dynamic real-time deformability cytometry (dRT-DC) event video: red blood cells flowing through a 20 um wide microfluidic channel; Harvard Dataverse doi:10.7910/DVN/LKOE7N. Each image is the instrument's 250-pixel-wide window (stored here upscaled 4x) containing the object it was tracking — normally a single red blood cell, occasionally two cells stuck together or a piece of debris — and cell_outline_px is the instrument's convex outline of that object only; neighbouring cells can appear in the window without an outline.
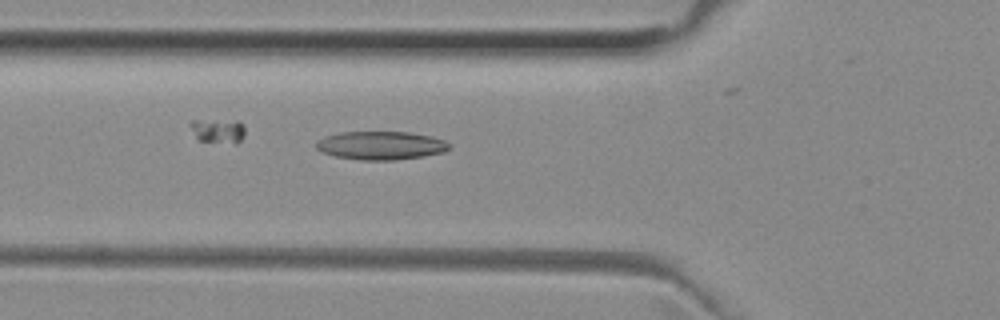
{"species": "common noctule bat (a hibernating species)", "species_latin": "Nyctalus noctula", "temperature_condition": "room temperature", "stored_images_in_passage": 50, "segment_of_instrument_passage": [1, 2], "camera_frame_rate_fps": 3000, "um_per_image_px": 0.085, "animal": {"sex": "female", "body_mass_g": 29.2, "forearm_length_mm": 56.3}, "frame": {"image": 1, "passage_image": 17, "time_ms": 5.333, "image_size_px": [1000, 320], "cell_outline_px": [[452, 148], [444, 152], [424, 156], [396, 160], [360, 160], [336, 156], [324, 152], [316, 148], [316, 140], [324, 136], [340, 132], [408, 132], [432, 136], [444, 140], [452, 144]], "centroid_in_image_um": [32.41, 12.36], "position_along_channel_um": 93.4, "area_um2": 22.2}}
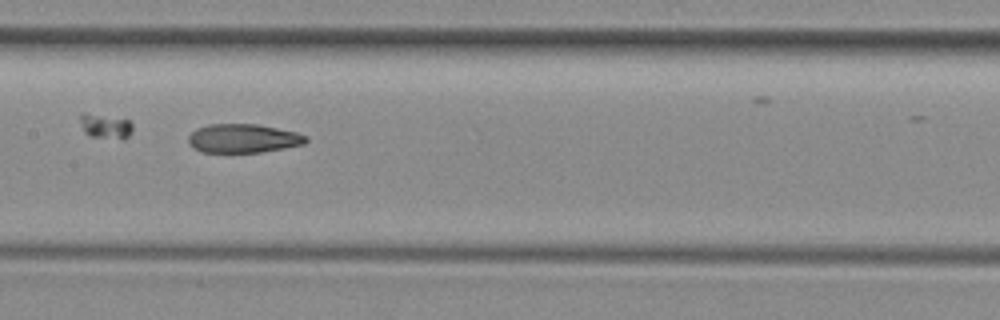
{"frame": {"image": 2, "passage_image": 24, "time_ms": 7.667, "image_size_px": [1000, 320], "cell_outline_px": [[308, 140], [304, 144], [284, 148], [260, 152], [200, 152], [192, 148], [188, 144], [188, 136], [196, 128], [208, 124], [256, 124], [296, 132], [308, 136]], "centroid_in_image_um": [20.63, 11.76], "position_along_channel_um": 186.8, "area_um2": 19.83}}
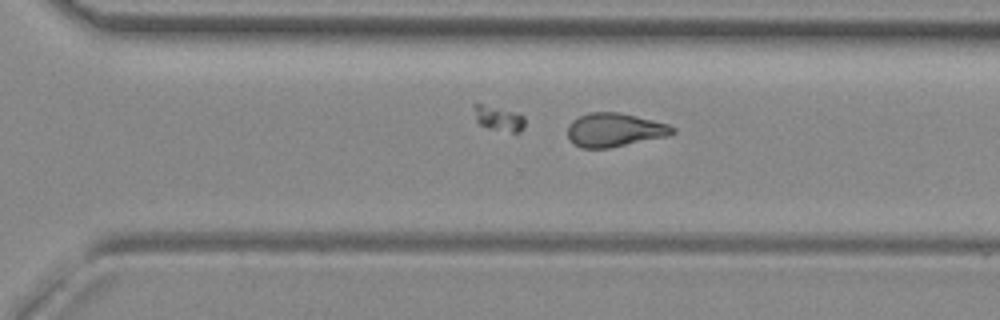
{"frame": {"image": 3, "passage_image": 34, "time_ms": 11.0, "image_size_px": [1000, 320], "cell_outline_px": [[676, 132], [668, 136], [608, 148], [580, 148], [572, 144], [568, 136], [568, 124], [572, 120], [588, 112], [616, 112], [636, 116], [668, 124], [676, 128]], "centroid_in_image_um": [52.22, 11.05], "position_along_channel_um": 318.4, "area_um2": 20.63}}